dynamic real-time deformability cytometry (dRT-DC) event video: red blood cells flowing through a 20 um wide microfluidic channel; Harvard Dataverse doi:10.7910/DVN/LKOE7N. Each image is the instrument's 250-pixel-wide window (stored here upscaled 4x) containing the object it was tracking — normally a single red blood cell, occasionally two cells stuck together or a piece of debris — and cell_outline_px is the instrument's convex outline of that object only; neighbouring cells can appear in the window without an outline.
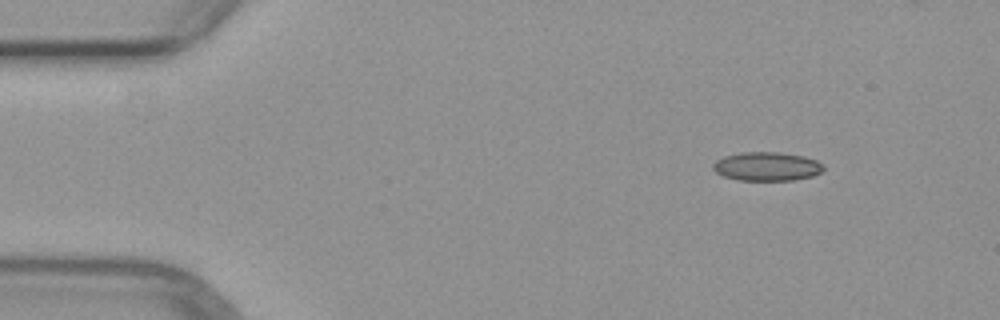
{"species": "common noctule bat (a hibernating species)", "species_latin": "Nyctalus noctula", "temperature_condition": "warm", "stored_images_in_passage": 3, "camera_frame_rate_fps": 3000, "um_per_image_px": 0.085, "animal": {"sex": "female", "body_mass_g": 29.2, "forearm_length_mm": 56.3}, "frame": {"image": 1, "passage_image": 3, "time_ms": 2.333, "image_size_px": [1000, 320], "cell_outline_px": [[824, 168], [820, 172], [812, 176], [792, 180], [736, 180], [724, 176], [716, 172], [712, 168], [712, 164], [716, 160], [724, 156], [740, 152], [780, 152], [804, 156], [816, 160], [824, 164]], "centroid_in_image_um": [65.17, 14.14], "position_along_channel_um": 19.8, "area_um2": 18.61}}